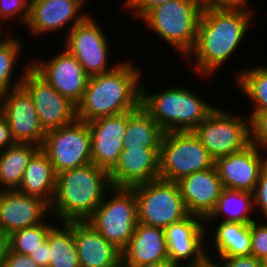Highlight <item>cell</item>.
Listing matches in <instances>:
<instances>
[{"label": "cell", "mask_w": 267, "mask_h": 267, "mask_svg": "<svg viewBox=\"0 0 267 267\" xmlns=\"http://www.w3.org/2000/svg\"><path fill=\"white\" fill-rule=\"evenodd\" d=\"M48 244L49 267H80L74 241V221L58 222L48 234Z\"/></svg>", "instance_id": "obj_29"}, {"label": "cell", "mask_w": 267, "mask_h": 267, "mask_svg": "<svg viewBox=\"0 0 267 267\" xmlns=\"http://www.w3.org/2000/svg\"><path fill=\"white\" fill-rule=\"evenodd\" d=\"M56 176L47 153L40 147L29 160L17 190L38 197L50 206L55 193Z\"/></svg>", "instance_id": "obj_24"}, {"label": "cell", "mask_w": 267, "mask_h": 267, "mask_svg": "<svg viewBox=\"0 0 267 267\" xmlns=\"http://www.w3.org/2000/svg\"><path fill=\"white\" fill-rule=\"evenodd\" d=\"M202 10L239 9L248 6V0H198Z\"/></svg>", "instance_id": "obj_39"}, {"label": "cell", "mask_w": 267, "mask_h": 267, "mask_svg": "<svg viewBox=\"0 0 267 267\" xmlns=\"http://www.w3.org/2000/svg\"><path fill=\"white\" fill-rule=\"evenodd\" d=\"M134 62L125 60L107 73L89 77L81 101L76 105L77 120H92L134 111L141 105L142 74Z\"/></svg>", "instance_id": "obj_2"}, {"label": "cell", "mask_w": 267, "mask_h": 267, "mask_svg": "<svg viewBox=\"0 0 267 267\" xmlns=\"http://www.w3.org/2000/svg\"><path fill=\"white\" fill-rule=\"evenodd\" d=\"M109 193L86 221L122 251L138 223L137 199L131 188L112 187Z\"/></svg>", "instance_id": "obj_7"}, {"label": "cell", "mask_w": 267, "mask_h": 267, "mask_svg": "<svg viewBox=\"0 0 267 267\" xmlns=\"http://www.w3.org/2000/svg\"><path fill=\"white\" fill-rule=\"evenodd\" d=\"M212 237L216 258L235 257L251 254L250 224L220 221L217 222Z\"/></svg>", "instance_id": "obj_27"}, {"label": "cell", "mask_w": 267, "mask_h": 267, "mask_svg": "<svg viewBox=\"0 0 267 267\" xmlns=\"http://www.w3.org/2000/svg\"><path fill=\"white\" fill-rule=\"evenodd\" d=\"M85 4L83 0H31L26 27L33 36L59 31L67 24L70 31L89 15L81 9Z\"/></svg>", "instance_id": "obj_17"}, {"label": "cell", "mask_w": 267, "mask_h": 267, "mask_svg": "<svg viewBox=\"0 0 267 267\" xmlns=\"http://www.w3.org/2000/svg\"><path fill=\"white\" fill-rule=\"evenodd\" d=\"M40 148L32 143H18L0 152V191L18 189L32 155Z\"/></svg>", "instance_id": "obj_28"}, {"label": "cell", "mask_w": 267, "mask_h": 267, "mask_svg": "<svg viewBox=\"0 0 267 267\" xmlns=\"http://www.w3.org/2000/svg\"><path fill=\"white\" fill-rule=\"evenodd\" d=\"M50 214V206L42 199L17 189L0 191V231L12 232L35 226Z\"/></svg>", "instance_id": "obj_19"}, {"label": "cell", "mask_w": 267, "mask_h": 267, "mask_svg": "<svg viewBox=\"0 0 267 267\" xmlns=\"http://www.w3.org/2000/svg\"><path fill=\"white\" fill-rule=\"evenodd\" d=\"M9 249V235L0 231V267H3Z\"/></svg>", "instance_id": "obj_43"}, {"label": "cell", "mask_w": 267, "mask_h": 267, "mask_svg": "<svg viewBox=\"0 0 267 267\" xmlns=\"http://www.w3.org/2000/svg\"><path fill=\"white\" fill-rule=\"evenodd\" d=\"M164 261H169L164 229L137 223L133 236L122 250V265Z\"/></svg>", "instance_id": "obj_23"}, {"label": "cell", "mask_w": 267, "mask_h": 267, "mask_svg": "<svg viewBox=\"0 0 267 267\" xmlns=\"http://www.w3.org/2000/svg\"><path fill=\"white\" fill-rule=\"evenodd\" d=\"M201 12L198 0H172L151 9L141 21L186 59L196 43Z\"/></svg>", "instance_id": "obj_5"}, {"label": "cell", "mask_w": 267, "mask_h": 267, "mask_svg": "<svg viewBox=\"0 0 267 267\" xmlns=\"http://www.w3.org/2000/svg\"><path fill=\"white\" fill-rule=\"evenodd\" d=\"M1 114L8 122L15 142L43 145L46 131L41 126L30 94L22 85L2 95Z\"/></svg>", "instance_id": "obj_15"}, {"label": "cell", "mask_w": 267, "mask_h": 267, "mask_svg": "<svg viewBox=\"0 0 267 267\" xmlns=\"http://www.w3.org/2000/svg\"><path fill=\"white\" fill-rule=\"evenodd\" d=\"M164 130L140 105L127 112V126L123 149H160Z\"/></svg>", "instance_id": "obj_25"}, {"label": "cell", "mask_w": 267, "mask_h": 267, "mask_svg": "<svg viewBox=\"0 0 267 267\" xmlns=\"http://www.w3.org/2000/svg\"><path fill=\"white\" fill-rule=\"evenodd\" d=\"M250 235L251 254L261 260L267 255V223L253 221L250 224Z\"/></svg>", "instance_id": "obj_35"}, {"label": "cell", "mask_w": 267, "mask_h": 267, "mask_svg": "<svg viewBox=\"0 0 267 267\" xmlns=\"http://www.w3.org/2000/svg\"><path fill=\"white\" fill-rule=\"evenodd\" d=\"M21 85L30 94L46 132L69 125L77 119L76 105L59 94L32 67L26 71Z\"/></svg>", "instance_id": "obj_12"}, {"label": "cell", "mask_w": 267, "mask_h": 267, "mask_svg": "<svg viewBox=\"0 0 267 267\" xmlns=\"http://www.w3.org/2000/svg\"><path fill=\"white\" fill-rule=\"evenodd\" d=\"M235 77L240 92L254 104L250 112L267 111V65L243 68Z\"/></svg>", "instance_id": "obj_31"}, {"label": "cell", "mask_w": 267, "mask_h": 267, "mask_svg": "<svg viewBox=\"0 0 267 267\" xmlns=\"http://www.w3.org/2000/svg\"><path fill=\"white\" fill-rule=\"evenodd\" d=\"M260 267H267V266H265V265H263L262 263L260 264Z\"/></svg>", "instance_id": "obj_48"}, {"label": "cell", "mask_w": 267, "mask_h": 267, "mask_svg": "<svg viewBox=\"0 0 267 267\" xmlns=\"http://www.w3.org/2000/svg\"><path fill=\"white\" fill-rule=\"evenodd\" d=\"M91 133V158L96 166L110 171L123 150L127 112L87 123Z\"/></svg>", "instance_id": "obj_18"}, {"label": "cell", "mask_w": 267, "mask_h": 267, "mask_svg": "<svg viewBox=\"0 0 267 267\" xmlns=\"http://www.w3.org/2000/svg\"><path fill=\"white\" fill-rule=\"evenodd\" d=\"M1 100H2V95L0 94V113H1Z\"/></svg>", "instance_id": "obj_47"}, {"label": "cell", "mask_w": 267, "mask_h": 267, "mask_svg": "<svg viewBox=\"0 0 267 267\" xmlns=\"http://www.w3.org/2000/svg\"><path fill=\"white\" fill-rule=\"evenodd\" d=\"M74 241L80 267H122V251L87 221H74Z\"/></svg>", "instance_id": "obj_22"}, {"label": "cell", "mask_w": 267, "mask_h": 267, "mask_svg": "<svg viewBox=\"0 0 267 267\" xmlns=\"http://www.w3.org/2000/svg\"><path fill=\"white\" fill-rule=\"evenodd\" d=\"M15 143L16 142L12 137L10 126L8 125L5 117L0 113V152Z\"/></svg>", "instance_id": "obj_42"}, {"label": "cell", "mask_w": 267, "mask_h": 267, "mask_svg": "<svg viewBox=\"0 0 267 267\" xmlns=\"http://www.w3.org/2000/svg\"><path fill=\"white\" fill-rule=\"evenodd\" d=\"M31 0H0V32L5 33L1 22L17 20L23 25L27 23L29 18V8ZM10 19V20H8ZM3 31V32H2Z\"/></svg>", "instance_id": "obj_33"}, {"label": "cell", "mask_w": 267, "mask_h": 267, "mask_svg": "<svg viewBox=\"0 0 267 267\" xmlns=\"http://www.w3.org/2000/svg\"><path fill=\"white\" fill-rule=\"evenodd\" d=\"M219 258L217 259L222 267H260L261 264V260L253 256L252 254Z\"/></svg>", "instance_id": "obj_38"}, {"label": "cell", "mask_w": 267, "mask_h": 267, "mask_svg": "<svg viewBox=\"0 0 267 267\" xmlns=\"http://www.w3.org/2000/svg\"><path fill=\"white\" fill-rule=\"evenodd\" d=\"M29 256L40 267H49L50 257H49L48 236L46 241H44L40 245V247H38L34 252H31Z\"/></svg>", "instance_id": "obj_41"}, {"label": "cell", "mask_w": 267, "mask_h": 267, "mask_svg": "<svg viewBox=\"0 0 267 267\" xmlns=\"http://www.w3.org/2000/svg\"><path fill=\"white\" fill-rule=\"evenodd\" d=\"M204 223L202 217L189 215L164 229L168 260L175 267L195 266L207 256L209 248L203 243L210 234Z\"/></svg>", "instance_id": "obj_13"}, {"label": "cell", "mask_w": 267, "mask_h": 267, "mask_svg": "<svg viewBox=\"0 0 267 267\" xmlns=\"http://www.w3.org/2000/svg\"><path fill=\"white\" fill-rule=\"evenodd\" d=\"M131 189L137 199L138 223L165 229L190 215L177 182L159 178Z\"/></svg>", "instance_id": "obj_8"}, {"label": "cell", "mask_w": 267, "mask_h": 267, "mask_svg": "<svg viewBox=\"0 0 267 267\" xmlns=\"http://www.w3.org/2000/svg\"><path fill=\"white\" fill-rule=\"evenodd\" d=\"M254 194V208L258 206L259 213L267 220V164L262 169ZM260 208V209H259Z\"/></svg>", "instance_id": "obj_36"}, {"label": "cell", "mask_w": 267, "mask_h": 267, "mask_svg": "<svg viewBox=\"0 0 267 267\" xmlns=\"http://www.w3.org/2000/svg\"><path fill=\"white\" fill-rule=\"evenodd\" d=\"M57 223H48L46 219L35 226L23 228L9 235L10 250L29 256L46 241L50 230Z\"/></svg>", "instance_id": "obj_32"}, {"label": "cell", "mask_w": 267, "mask_h": 267, "mask_svg": "<svg viewBox=\"0 0 267 267\" xmlns=\"http://www.w3.org/2000/svg\"><path fill=\"white\" fill-rule=\"evenodd\" d=\"M253 11L251 7L202 10L195 46L186 57L190 62L193 55L200 78L212 77L237 52L249 32Z\"/></svg>", "instance_id": "obj_1"}, {"label": "cell", "mask_w": 267, "mask_h": 267, "mask_svg": "<svg viewBox=\"0 0 267 267\" xmlns=\"http://www.w3.org/2000/svg\"><path fill=\"white\" fill-rule=\"evenodd\" d=\"M254 144L215 161L223 188L253 193L262 169L267 164V152ZM266 152V153H265Z\"/></svg>", "instance_id": "obj_16"}, {"label": "cell", "mask_w": 267, "mask_h": 267, "mask_svg": "<svg viewBox=\"0 0 267 267\" xmlns=\"http://www.w3.org/2000/svg\"><path fill=\"white\" fill-rule=\"evenodd\" d=\"M261 263L267 266V255L261 259Z\"/></svg>", "instance_id": "obj_46"}, {"label": "cell", "mask_w": 267, "mask_h": 267, "mask_svg": "<svg viewBox=\"0 0 267 267\" xmlns=\"http://www.w3.org/2000/svg\"><path fill=\"white\" fill-rule=\"evenodd\" d=\"M193 132L214 161L251 144L249 116H236L220 107H216Z\"/></svg>", "instance_id": "obj_9"}, {"label": "cell", "mask_w": 267, "mask_h": 267, "mask_svg": "<svg viewBox=\"0 0 267 267\" xmlns=\"http://www.w3.org/2000/svg\"><path fill=\"white\" fill-rule=\"evenodd\" d=\"M111 188L108 171L94 163L62 171L56 176L50 215L58 222L86 221Z\"/></svg>", "instance_id": "obj_3"}, {"label": "cell", "mask_w": 267, "mask_h": 267, "mask_svg": "<svg viewBox=\"0 0 267 267\" xmlns=\"http://www.w3.org/2000/svg\"><path fill=\"white\" fill-rule=\"evenodd\" d=\"M215 161L193 131L165 132L159 150L160 179L177 182L212 168Z\"/></svg>", "instance_id": "obj_6"}, {"label": "cell", "mask_w": 267, "mask_h": 267, "mask_svg": "<svg viewBox=\"0 0 267 267\" xmlns=\"http://www.w3.org/2000/svg\"><path fill=\"white\" fill-rule=\"evenodd\" d=\"M214 256L212 257L211 254L207 253V256L200 263L192 267H222L218 261L212 259Z\"/></svg>", "instance_id": "obj_44"}, {"label": "cell", "mask_w": 267, "mask_h": 267, "mask_svg": "<svg viewBox=\"0 0 267 267\" xmlns=\"http://www.w3.org/2000/svg\"><path fill=\"white\" fill-rule=\"evenodd\" d=\"M10 34V35H8ZM12 33H7V36H3L0 32V94H6L9 90L19 87L22 84L26 71L31 67V63L28 62L27 65L23 68V73L17 79L14 77V69L16 70V63L21 54V48L23 41L21 39L13 38ZM10 36V37H9ZM22 42V43H21ZM14 80V82L12 81ZM14 83V84H13Z\"/></svg>", "instance_id": "obj_30"}, {"label": "cell", "mask_w": 267, "mask_h": 267, "mask_svg": "<svg viewBox=\"0 0 267 267\" xmlns=\"http://www.w3.org/2000/svg\"><path fill=\"white\" fill-rule=\"evenodd\" d=\"M177 184L188 213L204 220L214 210L223 189L215 165L189 174L177 181Z\"/></svg>", "instance_id": "obj_21"}, {"label": "cell", "mask_w": 267, "mask_h": 267, "mask_svg": "<svg viewBox=\"0 0 267 267\" xmlns=\"http://www.w3.org/2000/svg\"><path fill=\"white\" fill-rule=\"evenodd\" d=\"M143 85L146 84H141V106L164 132L193 131L216 108L191 88L170 86L151 93Z\"/></svg>", "instance_id": "obj_4"}, {"label": "cell", "mask_w": 267, "mask_h": 267, "mask_svg": "<svg viewBox=\"0 0 267 267\" xmlns=\"http://www.w3.org/2000/svg\"><path fill=\"white\" fill-rule=\"evenodd\" d=\"M125 9L141 20L151 9L172 0H124Z\"/></svg>", "instance_id": "obj_37"}, {"label": "cell", "mask_w": 267, "mask_h": 267, "mask_svg": "<svg viewBox=\"0 0 267 267\" xmlns=\"http://www.w3.org/2000/svg\"><path fill=\"white\" fill-rule=\"evenodd\" d=\"M41 148L56 174L92 163L89 125L76 119L69 125L49 130Z\"/></svg>", "instance_id": "obj_10"}, {"label": "cell", "mask_w": 267, "mask_h": 267, "mask_svg": "<svg viewBox=\"0 0 267 267\" xmlns=\"http://www.w3.org/2000/svg\"><path fill=\"white\" fill-rule=\"evenodd\" d=\"M252 210L254 211L253 193L223 188L214 210L204 221L205 224H211L221 219V221L251 224L255 221V218L250 216Z\"/></svg>", "instance_id": "obj_26"}, {"label": "cell", "mask_w": 267, "mask_h": 267, "mask_svg": "<svg viewBox=\"0 0 267 267\" xmlns=\"http://www.w3.org/2000/svg\"><path fill=\"white\" fill-rule=\"evenodd\" d=\"M66 33L64 48L76 58L90 77L112 71L117 66L108 64L110 39L91 15Z\"/></svg>", "instance_id": "obj_11"}, {"label": "cell", "mask_w": 267, "mask_h": 267, "mask_svg": "<svg viewBox=\"0 0 267 267\" xmlns=\"http://www.w3.org/2000/svg\"><path fill=\"white\" fill-rule=\"evenodd\" d=\"M250 142L267 152V111L251 112Z\"/></svg>", "instance_id": "obj_34"}, {"label": "cell", "mask_w": 267, "mask_h": 267, "mask_svg": "<svg viewBox=\"0 0 267 267\" xmlns=\"http://www.w3.org/2000/svg\"><path fill=\"white\" fill-rule=\"evenodd\" d=\"M122 267H175L169 261L156 262V263H146L140 265H122Z\"/></svg>", "instance_id": "obj_45"}, {"label": "cell", "mask_w": 267, "mask_h": 267, "mask_svg": "<svg viewBox=\"0 0 267 267\" xmlns=\"http://www.w3.org/2000/svg\"><path fill=\"white\" fill-rule=\"evenodd\" d=\"M160 149H123L115 166L108 172L114 188H132L160 178Z\"/></svg>", "instance_id": "obj_20"}, {"label": "cell", "mask_w": 267, "mask_h": 267, "mask_svg": "<svg viewBox=\"0 0 267 267\" xmlns=\"http://www.w3.org/2000/svg\"><path fill=\"white\" fill-rule=\"evenodd\" d=\"M31 67L72 103L77 105L81 101L90 76L65 48L49 60H33Z\"/></svg>", "instance_id": "obj_14"}, {"label": "cell", "mask_w": 267, "mask_h": 267, "mask_svg": "<svg viewBox=\"0 0 267 267\" xmlns=\"http://www.w3.org/2000/svg\"><path fill=\"white\" fill-rule=\"evenodd\" d=\"M3 267H40L30 256L9 249Z\"/></svg>", "instance_id": "obj_40"}]
</instances>
